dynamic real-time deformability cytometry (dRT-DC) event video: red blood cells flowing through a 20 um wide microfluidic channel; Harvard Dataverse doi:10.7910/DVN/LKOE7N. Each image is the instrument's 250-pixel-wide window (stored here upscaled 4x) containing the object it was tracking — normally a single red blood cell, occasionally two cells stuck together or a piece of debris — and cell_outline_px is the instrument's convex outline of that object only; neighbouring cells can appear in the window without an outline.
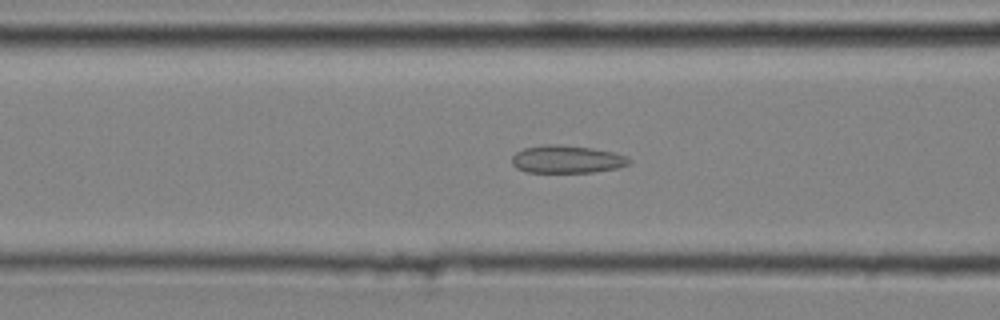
{"species": "common noctule bat (a hibernating species)", "species_latin": "Nyctalus noctula", "temperature_condition": "cold", "stored_images_in_passage": 47, "camera_frame_rate_fps": 3000, "um_per_image_px": 0.085, "animal": {"sex": "male", "body_mass_g": 20.4}, "frame": {"image": 1, "passage_image": 19, "time_ms": 6.0, "image_size_px": [1000, 320], "cell_outline_px": [[632, 160], [628, 164], [616, 168], [592, 172], [524, 172], [516, 168], [512, 164], [512, 156], [516, 152], [524, 148], [544, 144], [560, 144], [592, 148], [612, 152], [628, 156]], "centroid_in_image_um": [48.16, 13.53], "position_along_channel_um": 118.4, "area_um2": 19.02}}
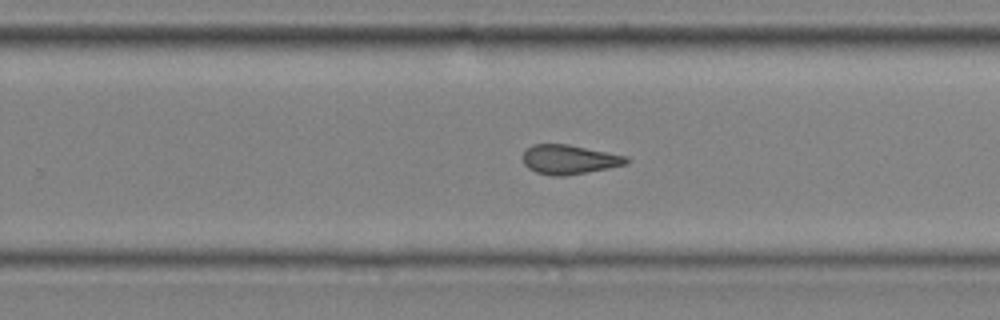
{"frame": {"image": 2, "passage_image": 31, "time_ms": 10.0, "image_size_px": [1000, 320], "cell_outline_px": [[632, 160], [628, 164], [608, 168], [564, 176], [552, 176], [536, 172], [528, 168], [524, 164], [524, 152], [532, 144], [568, 144], [628, 156]], "centroid_in_image_um": [48.43, 13.55], "position_along_channel_um": 281.4, "area_um2": 17.74}}
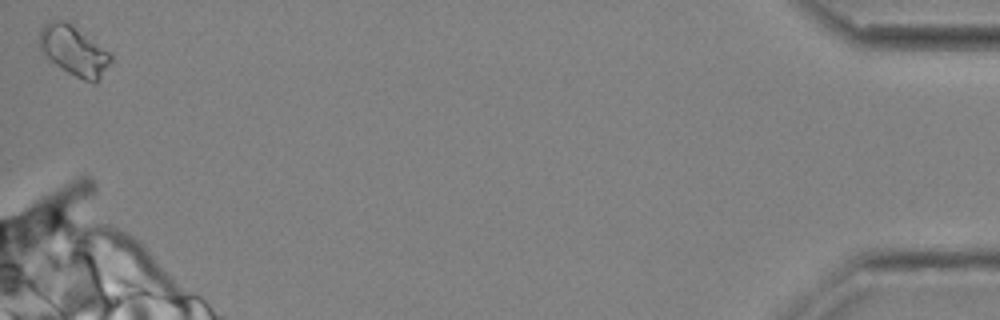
{"frame": {"image": 3, "passage_image": 47, "time_ms": 15.333, "image_size_px": [1000, 320], "cell_outline_px": [[112, 60], [100, 76], [96, 80], [84, 80], [68, 72], [56, 64], [40, 52], [40, 32], [44, 24], [52, 20], [60, 20], [68, 24], [108, 52], [112, 56]], "centroid_in_image_um": [6.22, 4.31], "position_along_channel_um": 429.0, "area_um2": 19.42}, "authors_computed_cell_mechanics": {"area_um2": 18.496, "velocity_mm_per_s": 4.078, "shape_relaxation_time_tau1_ms": null, "shape_relaxation_time_tau2_ms": 1.9378, "deformation_change_tau1": null, "deformation_change_tau2": 0.11}}